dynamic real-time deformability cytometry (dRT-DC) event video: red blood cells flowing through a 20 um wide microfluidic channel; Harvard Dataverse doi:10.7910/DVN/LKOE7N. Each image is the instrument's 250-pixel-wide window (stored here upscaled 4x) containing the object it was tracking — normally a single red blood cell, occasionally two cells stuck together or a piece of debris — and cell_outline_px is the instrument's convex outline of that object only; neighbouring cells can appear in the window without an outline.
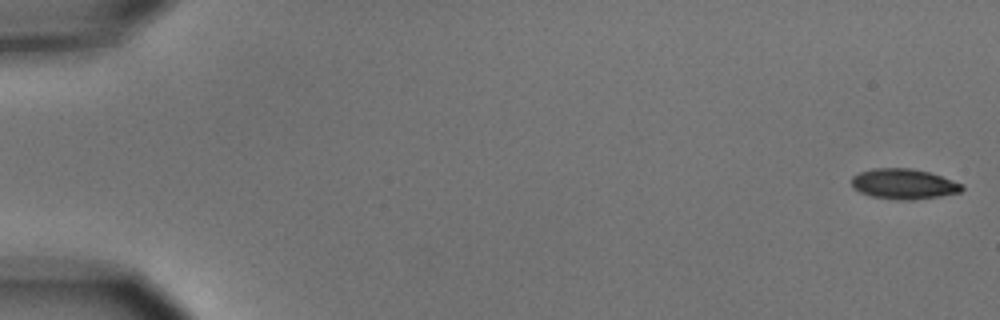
{"species": "common noctule bat (a hibernating species)", "species_latin": "Nyctalus noctula", "temperature_condition": "cold", "stored_images_in_passage": 6, "camera_frame_rate_fps": 3000, "um_per_image_px": 0.085, "animal": {"sex": "male", "body_mass_g": 15.6}, "frame": {"image": 1, "passage_image": 1, "time_ms": 0.0, "image_size_px": [1000, 320], "cell_outline_px": [[964, 188], [960, 192], [940, 196], [912, 200], [900, 200], [872, 196], [860, 192], [852, 188], [852, 176], [860, 172], [872, 168], [912, 168], [928, 172], [964, 184]], "centroid_in_image_um": [76.81, 15.63], "position_along_channel_um": 8.2, "area_um2": 19.48}}
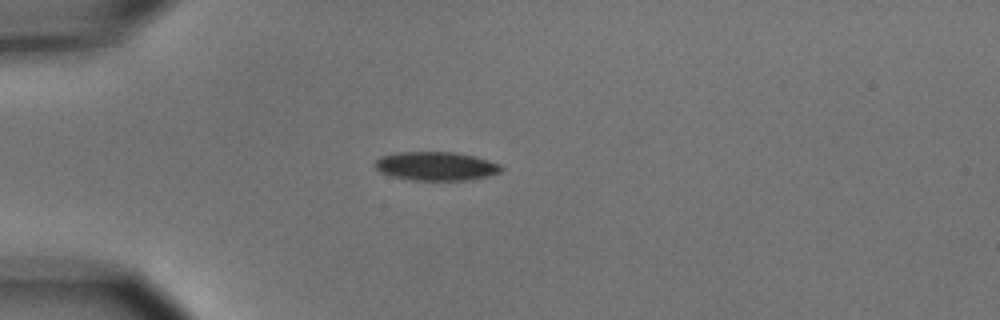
{"frame": {"image": 2, "passage_image": 5, "time_ms": 4.667, "image_size_px": [1000, 320], "cell_outline_px": [[504, 168], [500, 172], [488, 176], [472, 180], [412, 180], [388, 176], [380, 172], [372, 164], [380, 156], [400, 152], [452, 152], [476, 156], [500, 164]], "centroid_in_image_um": [37.05, 14.13], "position_along_channel_um": 48.0, "area_um2": 21.39}}
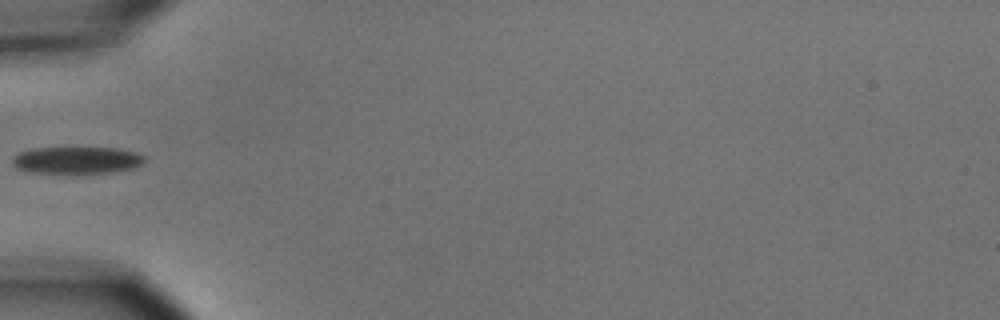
{"frame": {"image": 3, "passage_image": 6, "time_ms": 6.0, "image_size_px": [1000, 320], "cell_outline_px": [[144, 164], [136, 168], [108, 172], [32, 172], [16, 168], [12, 164], [12, 156], [20, 152], [32, 148], [116, 148], [136, 152], [144, 156]], "centroid_in_image_um": [6.54, 13.6], "position_along_channel_um": 78.5, "area_um2": 20.58}}